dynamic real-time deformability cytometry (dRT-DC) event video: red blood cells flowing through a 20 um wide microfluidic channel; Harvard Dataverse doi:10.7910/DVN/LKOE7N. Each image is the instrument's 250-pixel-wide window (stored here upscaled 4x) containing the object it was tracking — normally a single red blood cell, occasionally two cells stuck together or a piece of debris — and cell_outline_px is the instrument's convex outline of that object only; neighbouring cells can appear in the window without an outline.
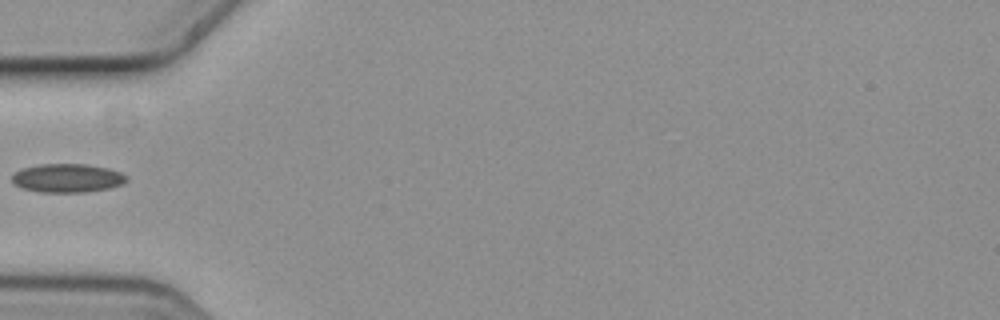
{"species": "common noctule bat (a hibernating species)", "species_latin": "Nyctalus noctula", "temperature_condition": "cold", "stored_images_in_passage": 5, "camera_frame_rate_fps": 3000, "um_per_image_px": 0.085, "animal": {"sex": "female", "body_mass_g": 19.3, "forearm_length_mm": 54.1}, "frame": {"image": 1, "passage_image": 5, "time_ms": 1.333, "image_size_px": [1000, 320], "cell_outline_px": [[128, 180], [124, 184], [108, 188], [84, 192], [40, 192], [24, 188], [12, 184], [12, 176], [16, 172], [24, 168], [40, 164], [88, 164], [108, 168], [120, 172], [128, 176]], "centroid_in_image_um": [5.76, 15.13], "position_along_channel_um": 79.2, "area_um2": 19.13}}